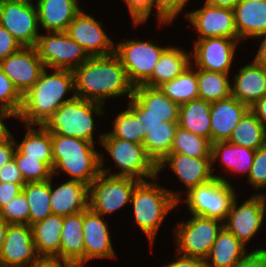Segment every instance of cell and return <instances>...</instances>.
I'll use <instances>...</instances> for the list:
<instances>
[{
  "mask_svg": "<svg viewBox=\"0 0 266 267\" xmlns=\"http://www.w3.org/2000/svg\"><path fill=\"white\" fill-rule=\"evenodd\" d=\"M72 72L76 97L104 105L110 97L133 96L134 86L115 54L90 57Z\"/></svg>",
  "mask_w": 266,
  "mask_h": 267,
  "instance_id": "6da1fadb",
  "label": "cell"
},
{
  "mask_svg": "<svg viewBox=\"0 0 266 267\" xmlns=\"http://www.w3.org/2000/svg\"><path fill=\"white\" fill-rule=\"evenodd\" d=\"M70 91L74 94L71 70L54 69L52 74H48L45 68L38 81L22 96L18 119L27 125H43L64 103L75 97L63 99Z\"/></svg>",
  "mask_w": 266,
  "mask_h": 267,
  "instance_id": "7a4b0ae2",
  "label": "cell"
},
{
  "mask_svg": "<svg viewBox=\"0 0 266 267\" xmlns=\"http://www.w3.org/2000/svg\"><path fill=\"white\" fill-rule=\"evenodd\" d=\"M53 176L63 171L70 180L79 181L88 186L101 173V153L95 145L81 138L51 135Z\"/></svg>",
  "mask_w": 266,
  "mask_h": 267,
  "instance_id": "3957f363",
  "label": "cell"
},
{
  "mask_svg": "<svg viewBox=\"0 0 266 267\" xmlns=\"http://www.w3.org/2000/svg\"><path fill=\"white\" fill-rule=\"evenodd\" d=\"M180 197V193L165 189L156 182L144 180L135 186L130 204L136 224L151 246L168 212L181 202Z\"/></svg>",
  "mask_w": 266,
  "mask_h": 267,
  "instance_id": "277c9868",
  "label": "cell"
},
{
  "mask_svg": "<svg viewBox=\"0 0 266 267\" xmlns=\"http://www.w3.org/2000/svg\"><path fill=\"white\" fill-rule=\"evenodd\" d=\"M99 142L108 151L120 170L117 173L109 174L110 169L103 168L105 161L103 156H100L101 173L110 176L131 177L139 181L148 178L154 181L157 179V165L147 155L143 144L113 137L109 132L101 134Z\"/></svg>",
  "mask_w": 266,
  "mask_h": 267,
  "instance_id": "5b68a950",
  "label": "cell"
},
{
  "mask_svg": "<svg viewBox=\"0 0 266 267\" xmlns=\"http://www.w3.org/2000/svg\"><path fill=\"white\" fill-rule=\"evenodd\" d=\"M102 108L103 104L75 96L53 113L43 126L51 135L81 138L95 144L93 114H104Z\"/></svg>",
  "mask_w": 266,
  "mask_h": 267,
  "instance_id": "8992f818",
  "label": "cell"
},
{
  "mask_svg": "<svg viewBox=\"0 0 266 267\" xmlns=\"http://www.w3.org/2000/svg\"><path fill=\"white\" fill-rule=\"evenodd\" d=\"M226 178L217 176L211 181L191 188L184 200L191 214L225 221L237 196Z\"/></svg>",
  "mask_w": 266,
  "mask_h": 267,
  "instance_id": "52a82bcc",
  "label": "cell"
},
{
  "mask_svg": "<svg viewBox=\"0 0 266 267\" xmlns=\"http://www.w3.org/2000/svg\"><path fill=\"white\" fill-rule=\"evenodd\" d=\"M192 215L187 222L174 227L176 253L206 260L208 254L224 227V222L208 217ZM222 223V224H220Z\"/></svg>",
  "mask_w": 266,
  "mask_h": 267,
  "instance_id": "ba28073f",
  "label": "cell"
},
{
  "mask_svg": "<svg viewBox=\"0 0 266 267\" xmlns=\"http://www.w3.org/2000/svg\"><path fill=\"white\" fill-rule=\"evenodd\" d=\"M139 182L131 177L100 173L89 185L88 208L102 216L121 209L131 202L133 191Z\"/></svg>",
  "mask_w": 266,
  "mask_h": 267,
  "instance_id": "9c48e42d",
  "label": "cell"
},
{
  "mask_svg": "<svg viewBox=\"0 0 266 267\" xmlns=\"http://www.w3.org/2000/svg\"><path fill=\"white\" fill-rule=\"evenodd\" d=\"M168 47H159L151 41L127 40L114 47V54L126 70L131 84L143 85L151 76L160 56Z\"/></svg>",
  "mask_w": 266,
  "mask_h": 267,
  "instance_id": "30bf717a",
  "label": "cell"
},
{
  "mask_svg": "<svg viewBox=\"0 0 266 267\" xmlns=\"http://www.w3.org/2000/svg\"><path fill=\"white\" fill-rule=\"evenodd\" d=\"M35 48L44 67L53 70L73 71L90 58L84 48L65 31L40 34Z\"/></svg>",
  "mask_w": 266,
  "mask_h": 267,
  "instance_id": "8fae6325",
  "label": "cell"
},
{
  "mask_svg": "<svg viewBox=\"0 0 266 267\" xmlns=\"http://www.w3.org/2000/svg\"><path fill=\"white\" fill-rule=\"evenodd\" d=\"M0 25L22 47H35L40 34L36 5L28 0H0Z\"/></svg>",
  "mask_w": 266,
  "mask_h": 267,
  "instance_id": "7c38bea8",
  "label": "cell"
},
{
  "mask_svg": "<svg viewBox=\"0 0 266 267\" xmlns=\"http://www.w3.org/2000/svg\"><path fill=\"white\" fill-rule=\"evenodd\" d=\"M266 194H254L238 207L237 196L224 221V227L245 246L259 231L266 214Z\"/></svg>",
  "mask_w": 266,
  "mask_h": 267,
  "instance_id": "4fadbf2b",
  "label": "cell"
},
{
  "mask_svg": "<svg viewBox=\"0 0 266 267\" xmlns=\"http://www.w3.org/2000/svg\"><path fill=\"white\" fill-rule=\"evenodd\" d=\"M41 261L33 242L31 226L9 224L0 253V266L33 267Z\"/></svg>",
  "mask_w": 266,
  "mask_h": 267,
  "instance_id": "5bb4252c",
  "label": "cell"
},
{
  "mask_svg": "<svg viewBox=\"0 0 266 267\" xmlns=\"http://www.w3.org/2000/svg\"><path fill=\"white\" fill-rule=\"evenodd\" d=\"M198 33V39L226 37L239 40L235 25V14L231 8L204 5L195 11L185 13Z\"/></svg>",
  "mask_w": 266,
  "mask_h": 267,
  "instance_id": "9a60e30c",
  "label": "cell"
},
{
  "mask_svg": "<svg viewBox=\"0 0 266 267\" xmlns=\"http://www.w3.org/2000/svg\"><path fill=\"white\" fill-rule=\"evenodd\" d=\"M239 41L226 37L196 40L194 52H191L195 68L229 74Z\"/></svg>",
  "mask_w": 266,
  "mask_h": 267,
  "instance_id": "2e32d148",
  "label": "cell"
},
{
  "mask_svg": "<svg viewBox=\"0 0 266 267\" xmlns=\"http://www.w3.org/2000/svg\"><path fill=\"white\" fill-rule=\"evenodd\" d=\"M0 66L21 96L32 88L45 69L35 47H22L2 59Z\"/></svg>",
  "mask_w": 266,
  "mask_h": 267,
  "instance_id": "e0dca14e",
  "label": "cell"
},
{
  "mask_svg": "<svg viewBox=\"0 0 266 267\" xmlns=\"http://www.w3.org/2000/svg\"><path fill=\"white\" fill-rule=\"evenodd\" d=\"M65 32L82 46L90 57L114 54V42L103 30L102 23L82 10Z\"/></svg>",
  "mask_w": 266,
  "mask_h": 267,
  "instance_id": "ac0fdd59",
  "label": "cell"
},
{
  "mask_svg": "<svg viewBox=\"0 0 266 267\" xmlns=\"http://www.w3.org/2000/svg\"><path fill=\"white\" fill-rule=\"evenodd\" d=\"M170 166L175 175L181 180L189 191L193 187L211 181L217 178L212 173L211 157H191L179 153H168L158 164L157 174L164 167Z\"/></svg>",
  "mask_w": 266,
  "mask_h": 267,
  "instance_id": "d6986e66",
  "label": "cell"
},
{
  "mask_svg": "<svg viewBox=\"0 0 266 267\" xmlns=\"http://www.w3.org/2000/svg\"><path fill=\"white\" fill-rule=\"evenodd\" d=\"M91 211H83L84 264L96 258H116L107 220Z\"/></svg>",
  "mask_w": 266,
  "mask_h": 267,
  "instance_id": "ffe728a7",
  "label": "cell"
},
{
  "mask_svg": "<svg viewBox=\"0 0 266 267\" xmlns=\"http://www.w3.org/2000/svg\"><path fill=\"white\" fill-rule=\"evenodd\" d=\"M129 102L144 116L178 121L179 105L164 95L159 88L140 85L134 87Z\"/></svg>",
  "mask_w": 266,
  "mask_h": 267,
  "instance_id": "44dd1931",
  "label": "cell"
},
{
  "mask_svg": "<svg viewBox=\"0 0 266 267\" xmlns=\"http://www.w3.org/2000/svg\"><path fill=\"white\" fill-rule=\"evenodd\" d=\"M249 107L235 97L211 103V142L228 141L233 129Z\"/></svg>",
  "mask_w": 266,
  "mask_h": 267,
  "instance_id": "7402d4cb",
  "label": "cell"
},
{
  "mask_svg": "<svg viewBox=\"0 0 266 267\" xmlns=\"http://www.w3.org/2000/svg\"><path fill=\"white\" fill-rule=\"evenodd\" d=\"M231 84V96L251 107L266 95V68L254 61L239 69Z\"/></svg>",
  "mask_w": 266,
  "mask_h": 267,
  "instance_id": "603a6c76",
  "label": "cell"
},
{
  "mask_svg": "<svg viewBox=\"0 0 266 267\" xmlns=\"http://www.w3.org/2000/svg\"><path fill=\"white\" fill-rule=\"evenodd\" d=\"M89 186L68 180L53 189L51 184L50 205L52 214L68 216L88 209Z\"/></svg>",
  "mask_w": 266,
  "mask_h": 267,
  "instance_id": "cb8c5ba5",
  "label": "cell"
},
{
  "mask_svg": "<svg viewBox=\"0 0 266 267\" xmlns=\"http://www.w3.org/2000/svg\"><path fill=\"white\" fill-rule=\"evenodd\" d=\"M38 22L47 32H64L81 11L78 0H36Z\"/></svg>",
  "mask_w": 266,
  "mask_h": 267,
  "instance_id": "d4e9b609",
  "label": "cell"
},
{
  "mask_svg": "<svg viewBox=\"0 0 266 267\" xmlns=\"http://www.w3.org/2000/svg\"><path fill=\"white\" fill-rule=\"evenodd\" d=\"M64 216L50 214L31 225L33 242L42 260L60 261L61 231Z\"/></svg>",
  "mask_w": 266,
  "mask_h": 267,
  "instance_id": "484cf974",
  "label": "cell"
},
{
  "mask_svg": "<svg viewBox=\"0 0 266 267\" xmlns=\"http://www.w3.org/2000/svg\"><path fill=\"white\" fill-rule=\"evenodd\" d=\"M233 10L240 41L266 33V0H240Z\"/></svg>",
  "mask_w": 266,
  "mask_h": 267,
  "instance_id": "4316f807",
  "label": "cell"
},
{
  "mask_svg": "<svg viewBox=\"0 0 266 267\" xmlns=\"http://www.w3.org/2000/svg\"><path fill=\"white\" fill-rule=\"evenodd\" d=\"M60 261L84 266L83 211L64 216L61 231Z\"/></svg>",
  "mask_w": 266,
  "mask_h": 267,
  "instance_id": "83f0119b",
  "label": "cell"
},
{
  "mask_svg": "<svg viewBox=\"0 0 266 267\" xmlns=\"http://www.w3.org/2000/svg\"><path fill=\"white\" fill-rule=\"evenodd\" d=\"M191 52L178 47H168L160 56L152 76L143 84L158 88L165 82L175 79L191 65Z\"/></svg>",
  "mask_w": 266,
  "mask_h": 267,
  "instance_id": "f1b7e54d",
  "label": "cell"
},
{
  "mask_svg": "<svg viewBox=\"0 0 266 267\" xmlns=\"http://www.w3.org/2000/svg\"><path fill=\"white\" fill-rule=\"evenodd\" d=\"M246 254V246L223 227L205 261L208 267H234Z\"/></svg>",
  "mask_w": 266,
  "mask_h": 267,
  "instance_id": "f546056e",
  "label": "cell"
},
{
  "mask_svg": "<svg viewBox=\"0 0 266 267\" xmlns=\"http://www.w3.org/2000/svg\"><path fill=\"white\" fill-rule=\"evenodd\" d=\"M211 102L194 99L179 107L178 126L211 141Z\"/></svg>",
  "mask_w": 266,
  "mask_h": 267,
  "instance_id": "4dcf8cb0",
  "label": "cell"
},
{
  "mask_svg": "<svg viewBox=\"0 0 266 267\" xmlns=\"http://www.w3.org/2000/svg\"><path fill=\"white\" fill-rule=\"evenodd\" d=\"M255 151L240 145H234L228 141H218L212 143L211 159L212 165L220 157L222 164L230 172L250 173Z\"/></svg>",
  "mask_w": 266,
  "mask_h": 267,
  "instance_id": "1f68e13d",
  "label": "cell"
},
{
  "mask_svg": "<svg viewBox=\"0 0 266 267\" xmlns=\"http://www.w3.org/2000/svg\"><path fill=\"white\" fill-rule=\"evenodd\" d=\"M38 127L35 129L33 125L25 124L27 133L23 141L19 144L14 138L16 150L26 158H40L53 169L51 133L43 125Z\"/></svg>",
  "mask_w": 266,
  "mask_h": 267,
  "instance_id": "d6a6232c",
  "label": "cell"
},
{
  "mask_svg": "<svg viewBox=\"0 0 266 267\" xmlns=\"http://www.w3.org/2000/svg\"><path fill=\"white\" fill-rule=\"evenodd\" d=\"M228 142L257 150L266 144V127L249 109L233 129Z\"/></svg>",
  "mask_w": 266,
  "mask_h": 267,
  "instance_id": "836d02e7",
  "label": "cell"
},
{
  "mask_svg": "<svg viewBox=\"0 0 266 267\" xmlns=\"http://www.w3.org/2000/svg\"><path fill=\"white\" fill-rule=\"evenodd\" d=\"M52 179L25 183L22 188L29 205L30 226L52 214L50 205Z\"/></svg>",
  "mask_w": 266,
  "mask_h": 267,
  "instance_id": "e575fe53",
  "label": "cell"
},
{
  "mask_svg": "<svg viewBox=\"0 0 266 267\" xmlns=\"http://www.w3.org/2000/svg\"><path fill=\"white\" fill-rule=\"evenodd\" d=\"M191 66L192 64L175 79L158 87L164 95L179 106L199 98L197 70H193Z\"/></svg>",
  "mask_w": 266,
  "mask_h": 267,
  "instance_id": "d590c367",
  "label": "cell"
},
{
  "mask_svg": "<svg viewBox=\"0 0 266 267\" xmlns=\"http://www.w3.org/2000/svg\"><path fill=\"white\" fill-rule=\"evenodd\" d=\"M177 127L178 121H163V125L155 126L146 134L143 146L156 165L170 153Z\"/></svg>",
  "mask_w": 266,
  "mask_h": 267,
  "instance_id": "8d00e7d4",
  "label": "cell"
},
{
  "mask_svg": "<svg viewBox=\"0 0 266 267\" xmlns=\"http://www.w3.org/2000/svg\"><path fill=\"white\" fill-rule=\"evenodd\" d=\"M229 74L197 69L199 98L208 102H216L231 96Z\"/></svg>",
  "mask_w": 266,
  "mask_h": 267,
  "instance_id": "74e56055",
  "label": "cell"
},
{
  "mask_svg": "<svg viewBox=\"0 0 266 267\" xmlns=\"http://www.w3.org/2000/svg\"><path fill=\"white\" fill-rule=\"evenodd\" d=\"M212 142L202 136L177 127L170 153H179L191 157H211Z\"/></svg>",
  "mask_w": 266,
  "mask_h": 267,
  "instance_id": "f35d334b",
  "label": "cell"
},
{
  "mask_svg": "<svg viewBox=\"0 0 266 267\" xmlns=\"http://www.w3.org/2000/svg\"><path fill=\"white\" fill-rule=\"evenodd\" d=\"M113 137L143 144L145 132L138 116L127 106V109L120 112L113 124V130L109 132Z\"/></svg>",
  "mask_w": 266,
  "mask_h": 267,
  "instance_id": "ab89813d",
  "label": "cell"
},
{
  "mask_svg": "<svg viewBox=\"0 0 266 267\" xmlns=\"http://www.w3.org/2000/svg\"><path fill=\"white\" fill-rule=\"evenodd\" d=\"M13 158L25 183L42 182L53 177V169L40 161V158H26V155L20 154L17 150Z\"/></svg>",
  "mask_w": 266,
  "mask_h": 267,
  "instance_id": "60d3db41",
  "label": "cell"
},
{
  "mask_svg": "<svg viewBox=\"0 0 266 267\" xmlns=\"http://www.w3.org/2000/svg\"><path fill=\"white\" fill-rule=\"evenodd\" d=\"M0 218L9 224L29 225V205L23 191L0 210Z\"/></svg>",
  "mask_w": 266,
  "mask_h": 267,
  "instance_id": "b9f144b4",
  "label": "cell"
},
{
  "mask_svg": "<svg viewBox=\"0 0 266 267\" xmlns=\"http://www.w3.org/2000/svg\"><path fill=\"white\" fill-rule=\"evenodd\" d=\"M0 107L19 114L22 107V96L16 90L10 78L0 66Z\"/></svg>",
  "mask_w": 266,
  "mask_h": 267,
  "instance_id": "7bdbcfd3",
  "label": "cell"
},
{
  "mask_svg": "<svg viewBox=\"0 0 266 267\" xmlns=\"http://www.w3.org/2000/svg\"><path fill=\"white\" fill-rule=\"evenodd\" d=\"M247 180L255 189L266 187V144L255 151L253 164Z\"/></svg>",
  "mask_w": 266,
  "mask_h": 267,
  "instance_id": "ee69618b",
  "label": "cell"
},
{
  "mask_svg": "<svg viewBox=\"0 0 266 267\" xmlns=\"http://www.w3.org/2000/svg\"><path fill=\"white\" fill-rule=\"evenodd\" d=\"M188 0H154L157 20L161 24H170L181 13Z\"/></svg>",
  "mask_w": 266,
  "mask_h": 267,
  "instance_id": "f6af8a7d",
  "label": "cell"
},
{
  "mask_svg": "<svg viewBox=\"0 0 266 267\" xmlns=\"http://www.w3.org/2000/svg\"><path fill=\"white\" fill-rule=\"evenodd\" d=\"M134 26L148 20L151 11L154 9V0H124Z\"/></svg>",
  "mask_w": 266,
  "mask_h": 267,
  "instance_id": "bcb514c9",
  "label": "cell"
},
{
  "mask_svg": "<svg viewBox=\"0 0 266 267\" xmlns=\"http://www.w3.org/2000/svg\"><path fill=\"white\" fill-rule=\"evenodd\" d=\"M22 46L18 41L0 25V61L20 50Z\"/></svg>",
  "mask_w": 266,
  "mask_h": 267,
  "instance_id": "7dc6e473",
  "label": "cell"
},
{
  "mask_svg": "<svg viewBox=\"0 0 266 267\" xmlns=\"http://www.w3.org/2000/svg\"><path fill=\"white\" fill-rule=\"evenodd\" d=\"M234 267H266V249L259 248L247 253Z\"/></svg>",
  "mask_w": 266,
  "mask_h": 267,
  "instance_id": "c3c4849f",
  "label": "cell"
},
{
  "mask_svg": "<svg viewBox=\"0 0 266 267\" xmlns=\"http://www.w3.org/2000/svg\"><path fill=\"white\" fill-rule=\"evenodd\" d=\"M25 183L0 182V210L20 192Z\"/></svg>",
  "mask_w": 266,
  "mask_h": 267,
  "instance_id": "681fc988",
  "label": "cell"
},
{
  "mask_svg": "<svg viewBox=\"0 0 266 267\" xmlns=\"http://www.w3.org/2000/svg\"><path fill=\"white\" fill-rule=\"evenodd\" d=\"M0 182L25 183L14 158L0 168Z\"/></svg>",
  "mask_w": 266,
  "mask_h": 267,
  "instance_id": "f907efd6",
  "label": "cell"
},
{
  "mask_svg": "<svg viewBox=\"0 0 266 267\" xmlns=\"http://www.w3.org/2000/svg\"><path fill=\"white\" fill-rule=\"evenodd\" d=\"M176 255L179 258H176L174 262H171L164 267H208L206 261L203 259L185 256L182 254L180 255L179 253H176Z\"/></svg>",
  "mask_w": 266,
  "mask_h": 267,
  "instance_id": "816d5d0a",
  "label": "cell"
},
{
  "mask_svg": "<svg viewBox=\"0 0 266 267\" xmlns=\"http://www.w3.org/2000/svg\"><path fill=\"white\" fill-rule=\"evenodd\" d=\"M128 107L138 116L145 135L155 126L163 125L162 118L144 117L130 102H128Z\"/></svg>",
  "mask_w": 266,
  "mask_h": 267,
  "instance_id": "f5cc1de1",
  "label": "cell"
},
{
  "mask_svg": "<svg viewBox=\"0 0 266 267\" xmlns=\"http://www.w3.org/2000/svg\"><path fill=\"white\" fill-rule=\"evenodd\" d=\"M10 117L18 118V114L9 109L0 107V144L10 140L13 136L3 123L4 118L6 119Z\"/></svg>",
  "mask_w": 266,
  "mask_h": 267,
  "instance_id": "db71d44e",
  "label": "cell"
},
{
  "mask_svg": "<svg viewBox=\"0 0 266 267\" xmlns=\"http://www.w3.org/2000/svg\"><path fill=\"white\" fill-rule=\"evenodd\" d=\"M15 150L14 136L10 140L0 144V168L13 159Z\"/></svg>",
  "mask_w": 266,
  "mask_h": 267,
  "instance_id": "11a10c76",
  "label": "cell"
},
{
  "mask_svg": "<svg viewBox=\"0 0 266 267\" xmlns=\"http://www.w3.org/2000/svg\"><path fill=\"white\" fill-rule=\"evenodd\" d=\"M249 109L266 127V95L256 101Z\"/></svg>",
  "mask_w": 266,
  "mask_h": 267,
  "instance_id": "9f6ffc18",
  "label": "cell"
},
{
  "mask_svg": "<svg viewBox=\"0 0 266 267\" xmlns=\"http://www.w3.org/2000/svg\"><path fill=\"white\" fill-rule=\"evenodd\" d=\"M257 39H262L261 44L259 45V49L257 51V54L254 58V62L258 65H261L263 67L266 68V33L262 34L258 37H256Z\"/></svg>",
  "mask_w": 266,
  "mask_h": 267,
  "instance_id": "6f0895ef",
  "label": "cell"
},
{
  "mask_svg": "<svg viewBox=\"0 0 266 267\" xmlns=\"http://www.w3.org/2000/svg\"><path fill=\"white\" fill-rule=\"evenodd\" d=\"M33 267H77L74 264L55 260H42L39 264Z\"/></svg>",
  "mask_w": 266,
  "mask_h": 267,
  "instance_id": "680465c9",
  "label": "cell"
},
{
  "mask_svg": "<svg viewBox=\"0 0 266 267\" xmlns=\"http://www.w3.org/2000/svg\"><path fill=\"white\" fill-rule=\"evenodd\" d=\"M240 0H205V3L216 6V7H223V8H231L234 9L235 5Z\"/></svg>",
  "mask_w": 266,
  "mask_h": 267,
  "instance_id": "91938a15",
  "label": "cell"
},
{
  "mask_svg": "<svg viewBox=\"0 0 266 267\" xmlns=\"http://www.w3.org/2000/svg\"><path fill=\"white\" fill-rule=\"evenodd\" d=\"M9 223H7L3 218H0V253L2 249V245L4 243V239L6 236V231L8 229Z\"/></svg>",
  "mask_w": 266,
  "mask_h": 267,
  "instance_id": "94428289",
  "label": "cell"
}]
</instances>
